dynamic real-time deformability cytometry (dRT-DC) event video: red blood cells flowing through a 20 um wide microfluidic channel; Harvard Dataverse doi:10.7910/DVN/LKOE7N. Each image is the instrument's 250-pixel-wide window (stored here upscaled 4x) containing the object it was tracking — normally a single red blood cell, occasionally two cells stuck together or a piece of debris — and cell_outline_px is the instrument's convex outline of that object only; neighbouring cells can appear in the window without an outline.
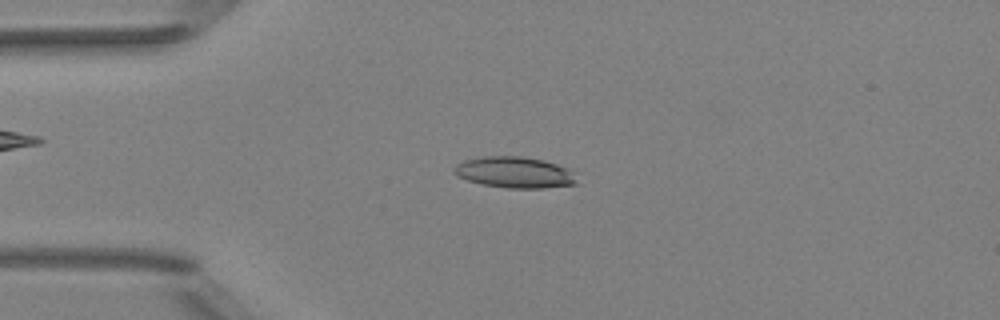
{"species": "Egyptian fruit bat (a non-hibernating species)", "species_latin": "Rousettus aegyptiacus", "temperature_condition": "room temperature", "stored_images_in_passage": 43, "camera_frame_rate_fps": 3000, "um_per_image_px": 0.085, "animal": {"sex": "female"}, "frame": {"image": 1, "passage_image": 4, "time_ms": 1.0, "image_size_px": [1000, 320], "cell_outline_px": [[576, 184], [544, 188], [508, 188], [484, 184], [468, 180], [456, 176], [452, 172], [452, 168], [456, 164], [464, 160], [484, 156], [520, 156], [544, 160], [572, 168]], "centroid_in_image_um": [43.74, 14.64], "position_along_channel_um": 41.3, "area_um2": 22.43}}
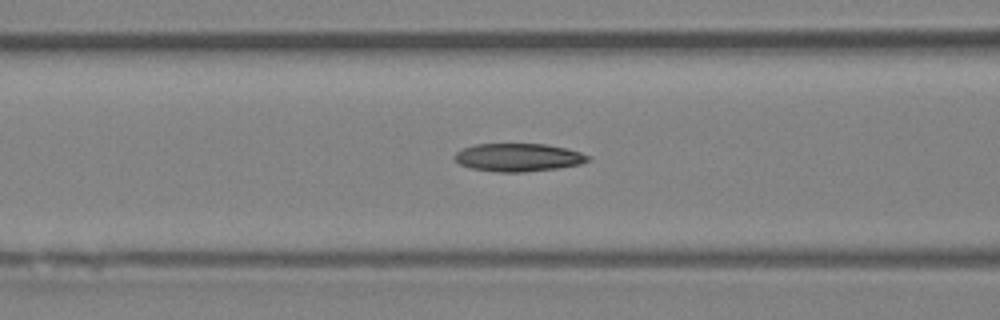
{"frame": {"image": 2, "passage_image": 12, "time_ms": 3.667, "image_size_px": [1000, 320], "cell_outline_px": [[592, 160], [580, 164], [556, 168], [524, 172], [496, 172], [472, 168], [460, 164], [452, 156], [456, 152], [464, 148], [476, 144], [544, 144], [568, 148], [592, 156]], "centroid_in_image_um": [44.09, 13.38], "position_along_channel_um": 122.5, "area_um2": 21.85}}
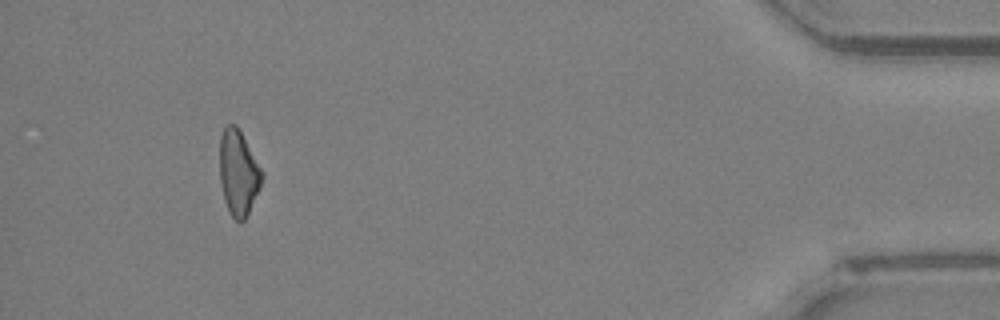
{"frame": {"image": 3, "passage_image": 39, "time_ms": 12.667, "image_size_px": [1000, 320], "cell_outline_px": [[264, 176], [260, 188], [244, 220], [240, 224], [228, 212], [224, 200], [220, 180], [220, 136], [224, 128], [228, 124], [236, 124], [264, 172]], "centroid_in_image_um": [20.27, 14.69], "position_along_channel_um": 414.9, "area_um2": 21.04}, "authors_computed_cell_mechanics": {"area_um2": 21.2704, "velocity_mm_per_s": 4.012, "shape_relaxation_time_tau1_ms": null, "shape_relaxation_time_tau2_ms": 8.1539, "deformation_change_tau1": null, "deformation_change_tau2": 0.2036}}